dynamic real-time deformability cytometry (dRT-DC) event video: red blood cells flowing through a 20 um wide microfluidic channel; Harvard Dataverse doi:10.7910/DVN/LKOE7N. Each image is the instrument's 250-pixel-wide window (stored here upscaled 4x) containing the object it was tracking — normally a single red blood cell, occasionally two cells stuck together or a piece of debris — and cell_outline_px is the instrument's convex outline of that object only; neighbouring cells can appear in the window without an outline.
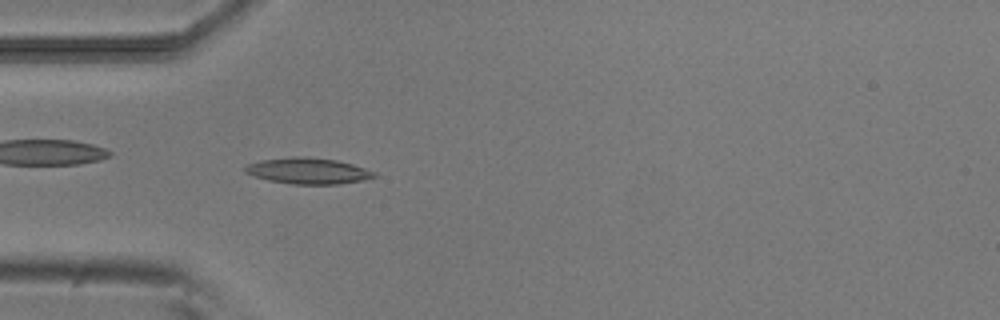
{"species": "common noctule bat (a hibernating species)", "species_latin": "Nyctalus noctula", "temperature_condition": "room temperature", "stored_images_in_passage": 38, "camera_frame_rate_fps": 3000, "um_per_image_px": 0.085, "animal": {"sex": "male", "body_mass_g": 20.5, "forearm_length_mm": 52.5}, "frame": {"image": 1, "passage_image": 5, "time_ms": 1.333, "image_size_px": [1000, 320], "cell_outline_px": [[380, 176], [364, 180], [340, 184], [292, 184], [268, 180], [244, 172], [244, 168], [248, 164], [260, 160], [292, 156], [304, 156], [336, 160], [352, 164], [376, 172]], "centroid_in_image_um": [26.22, 14.52], "position_along_channel_um": 58.8, "area_um2": 19.71}}
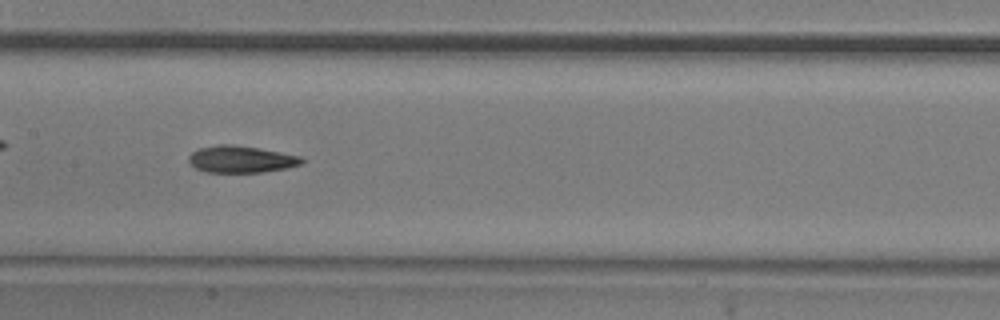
{"frame": {"image": 2, "passage_image": 15, "time_ms": 4.667, "image_size_px": [1000, 320], "cell_outline_px": [[304, 164], [288, 168], [264, 172], [208, 172], [196, 168], [188, 160], [188, 156], [192, 152], [200, 148], [220, 144], [232, 144], [260, 148], [300, 156], [304, 160]], "centroid_in_image_um": [20.53, 13.53], "position_along_channel_um": 186.9, "area_um2": 17.74}}
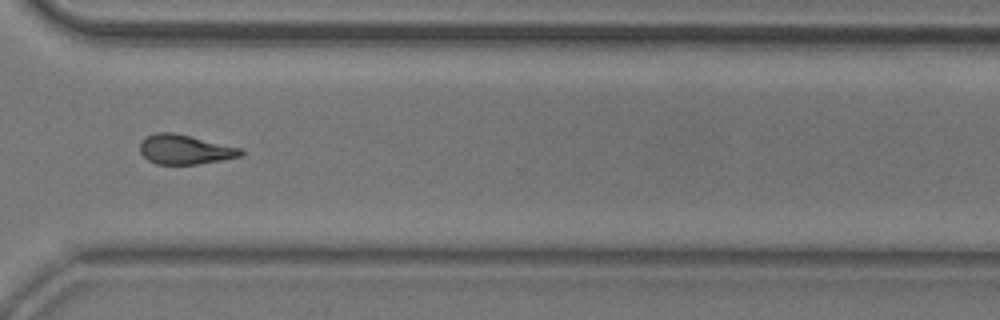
{"frame": {"image": 3, "passage_image": 28, "time_ms": 9.0, "image_size_px": [1000, 320], "cell_outline_px": [[244, 152], [240, 156], [220, 160], [196, 164], [156, 164], [148, 160], [140, 152], [140, 144], [148, 136], [156, 132], [172, 132], [244, 148]], "centroid_in_image_um": [15.74, 12.7], "position_along_channel_um": 354.9, "area_um2": 17.22}, "authors_computed_cell_mechanics": {"area_um2": 17.918, "velocity_mm_per_s": 3.8907, "shape_relaxation_time_tau1_ms": 5.6341, "shape_relaxation_time_tau2_ms": 2.8696, "deformation_change_tau1": 0.1571, "deformation_change_tau2": 0.1029}}